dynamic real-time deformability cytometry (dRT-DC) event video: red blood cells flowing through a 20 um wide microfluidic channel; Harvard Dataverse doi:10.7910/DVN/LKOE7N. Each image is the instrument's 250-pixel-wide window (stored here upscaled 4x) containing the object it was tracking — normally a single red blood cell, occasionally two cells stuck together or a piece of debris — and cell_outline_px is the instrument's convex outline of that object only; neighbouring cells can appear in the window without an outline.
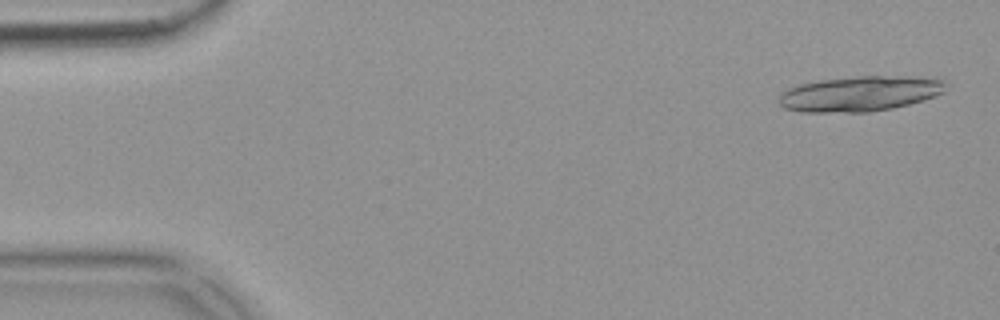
{"species": "common noctule bat (a hibernating species)", "species_latin": "Nyctalus noctula", "temperature_condition": "warm", "stored_images_in_passage": 19, "camera_frame_rate_fps": 3000, "um_per_image_px": 0.085, "animal": {"sex": "female", "body_mass_g": 18.4}, "frame": {"image": 1, "passage_image": 2, "time_ms": 0.333, "image_size_px": [1000, 320], "cell_outline_px": [[944, 92], [936, 96], [924, 100], [892, 108], [868, 112], [804, 112], [784, 108], [776, 100], [788, 88], [800, 84], [820, 80], [860, 76], [880, 76], [944, 80]], "centroid_in_image_um": [73.02, 7.98], "position_along_channel_um": 12.0, "area_um2": 33.7}}